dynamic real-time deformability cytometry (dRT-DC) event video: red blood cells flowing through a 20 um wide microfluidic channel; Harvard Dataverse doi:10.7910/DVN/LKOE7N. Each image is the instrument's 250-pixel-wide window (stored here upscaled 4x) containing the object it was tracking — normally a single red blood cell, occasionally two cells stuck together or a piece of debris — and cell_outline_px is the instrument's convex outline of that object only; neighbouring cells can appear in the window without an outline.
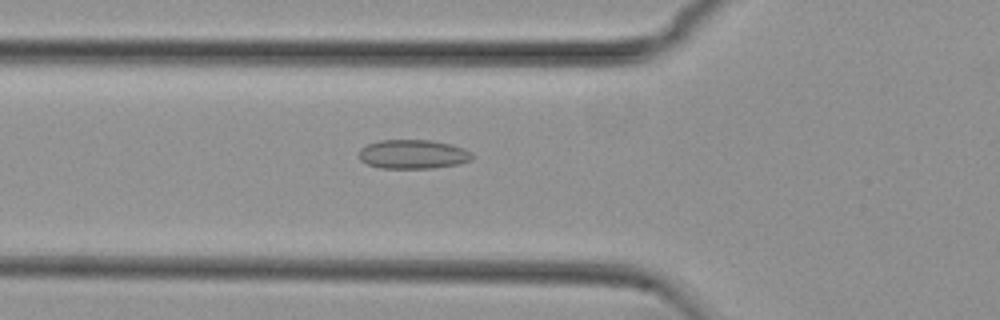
{"species": "common noctule bat (a hibernating species)", "species_latin": "Nyctalus noctula", "temperature_condition": "cold", "stored_images_in_passage": 39, "camera_frame_rate_fps": 3000, "um_per_image_px": 0.085, "animal": {"sex": "female", "body_mass_g": 29.2, "forearm_length_mm": 56.3}, "frame": {"image": 1, "passage_image": 4, "time_ms": 1.0, "image_size_px": [1000, 320], "cell_outline_px": [[472, 160], [456, 164], [432, 168], [380, 168], [368, 164], [360, 160], [360, 148], [368, 144], [380, 140], [432, 140], [452, 144], [464, 148], [472, 152]], "centroid_in_image_um": [35.12, 13.1], "position_along_channel_um": 90.7, "area_um2": 19.19}}
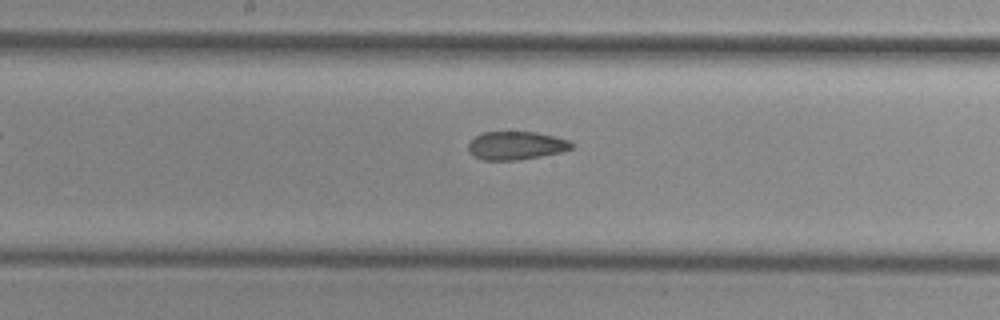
{"frame": {"image": 2, "passage_image": 13, "time_ms": 4.0, "image_size_px": [1000, 320], "cell_outline_px": [[572, 148], [560, 152], [540, 156], [512, 160], [484, 160], [476, 156], [468, 148], [468, 144], [476, 136], [484, 132], [536, 132], [568, 140], [572, 144]], "centroid_in_image_um": [43.86, 12.36], "position_along_channel_um": 204.3, "area_um2": 16.53}}
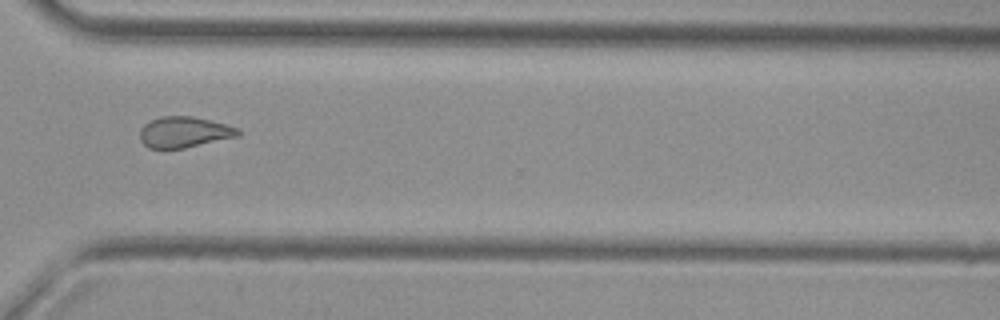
{"frame": {"image": 3, "passage_image": 25, "time_ms": 8.0, "image_size_px": [1000, 320], "cell_outline_px": [[240, 136], [184, 148], [148, 148], [140, 140], [140, 128], [144, 124], [160, 116], [192, 116], [240, 128]], "centroid_in_image_um": [15.65, 11.23], "position_along_channel_um": 354.9, "area_um2": 17.63}, "authors_computed_cell_mechanics": {"area_um2": 18.0336, "velocity_mm_per_s": 3.7702, "shape_relaxation_time_tau1_ms": null, "shape_relaxation_time_tau2_ms": 3.7945, "deformation_change_tau1": null, "deformation_change_tau2": 0.086}}